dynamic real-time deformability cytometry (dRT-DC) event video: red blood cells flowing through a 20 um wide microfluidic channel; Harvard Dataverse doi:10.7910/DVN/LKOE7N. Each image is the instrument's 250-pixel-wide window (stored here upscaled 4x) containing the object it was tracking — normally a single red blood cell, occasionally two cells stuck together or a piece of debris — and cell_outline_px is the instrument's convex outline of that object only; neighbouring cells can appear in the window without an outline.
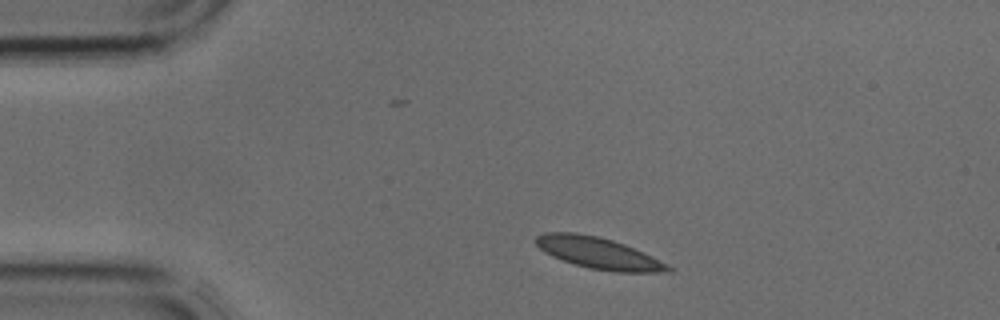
{"species": "common noctule bat (a hibernating species)", "species_latin": "Nyctalus noctula", "temperature_condition": "cold", "stored_images_in_passage": 2, "camera_frame_rate_fps": 3000, "um_per_image_px": 0.085, "animal": {"sex": "male", "body_mass_g": 17.9, "forearm_length_mm": 54.2}, "frame": {"image": 1, "passage_image": 1, "time_ms": 0.0, "image_size_px": [1000, 320], "cell_outline_px": [[676, 268], [672, 272], [616, 272], [588, 268], [552, 256], [544, 252], [536, 244], [536, 236], [544, 232], [576, 232], [596, 236], [612, 240], [624, 244], [644, 252]], "centroid_in_image_um": [50.92, 21.52], "position_along_channel_um": 34.1, "area_um2": 24.22}}